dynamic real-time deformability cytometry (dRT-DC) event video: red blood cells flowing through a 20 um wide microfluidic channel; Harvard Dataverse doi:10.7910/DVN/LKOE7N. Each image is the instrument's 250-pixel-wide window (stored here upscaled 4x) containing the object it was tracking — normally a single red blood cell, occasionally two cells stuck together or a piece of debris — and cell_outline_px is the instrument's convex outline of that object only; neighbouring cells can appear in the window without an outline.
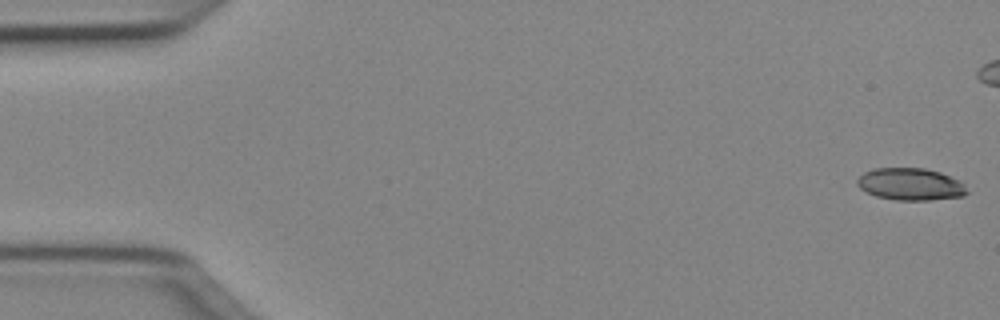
{"species": "Egyptian fruit bat (a non-hibernating species)", "species_latin": "Rousettus aegyptiacus", "temperature_condition": "cold", "stored_images_in_passage": 51, "camera_frame_rate_fps": 3000, "um_per_image_px": 0.085, "animal": {"sex": "female"}, "frame": {"image": 1, "passage_image": 1, "time_ms": 0.0, "image_size_px": [1000, 320], "cell_outline_px": [[968, 192], [964, 196], [928, 200], [896, 200], [876, 196], [860, 188], [856, 184], [856, 180], [864, 172], [876, 168], [924, 168], [940, 172], [960, 180], [964, 184]], "centroid_in_image_um": [77.4, 15.65], "position_along_channel_um": 7.6, "area_um2": 20.58}}
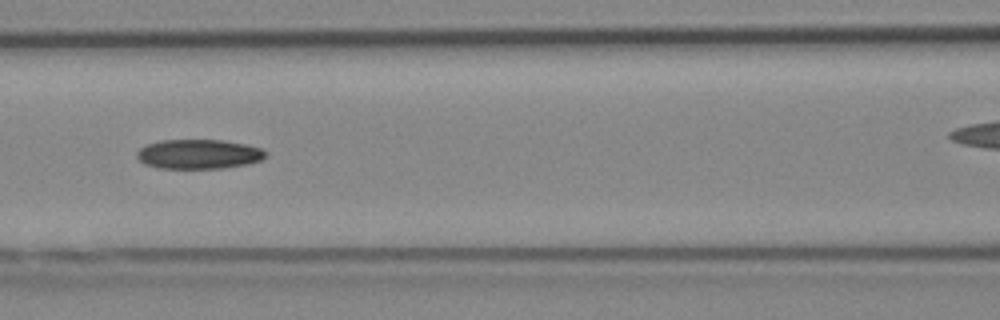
{"frame": {"image": 2, "passage_image": 22, "time_ms": 7.0, "image_size_px": [1000, 320], "cell_outline_px": [[268, 156], [260, 160], [248, 164], [224, 168], [160, 168], [144, 164], [136, 156], [136, 152], [140, 148], [148, 144], [160, 140], [224, 140], [248, 144], [260, 148], [268, 152]], "centroid_in_image_um": [16.92, 13.09], "position_along_channel_um": 149.7, "area_um2": 22.31}}
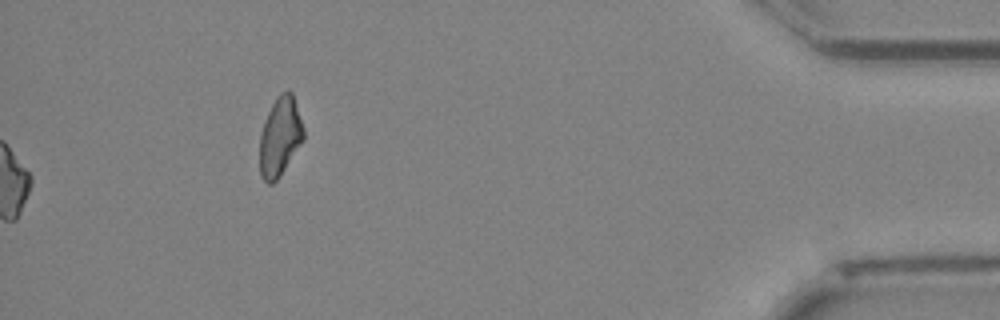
{"frame": {"image": 3, "passage_image": 51, "time_ms": 16.667, "image_size_px": [1000, 320], "cell_outline_px": [[304, 140], [280, 176], [272, 184], [268, 184], [260, 176], [260, 132], [264, 120], [272, 104], [280, 92], [292, 92], [304, 128]], "centroid_in_image_um": [23.8, 11.64], "position_along_channel_um": 411.4, "area_um2": 20.23}, "authors_computed_cell_mechanics": {"area_um2": 21.5594, "velocity_mm_per_s": 4.0409, "shape_relaxation_time_tau1_ms": 10.7754, "shape_relaxation_time_tau2_ms": null, "deformation_change_tau1": 0.147, "deformation_change_tau2": null}}